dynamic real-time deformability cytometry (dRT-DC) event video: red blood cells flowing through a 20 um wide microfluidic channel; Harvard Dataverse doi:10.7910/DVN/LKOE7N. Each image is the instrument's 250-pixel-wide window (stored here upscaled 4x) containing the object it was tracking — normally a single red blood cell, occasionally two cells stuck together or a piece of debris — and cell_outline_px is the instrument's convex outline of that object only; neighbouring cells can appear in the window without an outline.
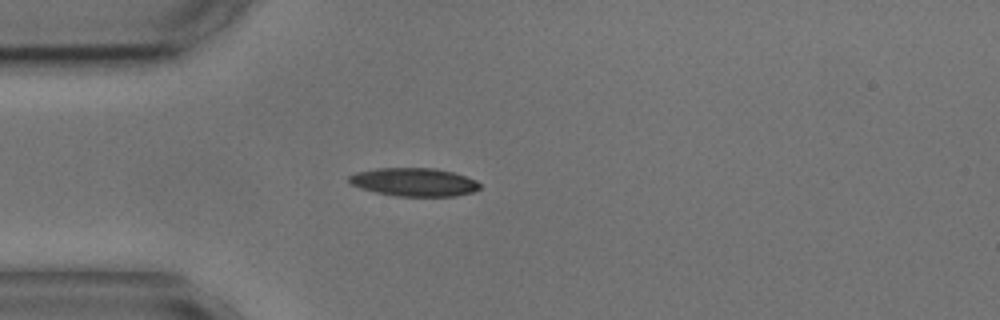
{"species": "common noctule bat (a hibernating species)", "species_latin": "Nyctalus noctula", "temperature_condition": "cold", "stored_images_in_passage": 1, "camera_frame_rate_fps": 3000, "um_per_image_px": 0.085, "animal": {"sex": "male", "body_mass_g": 17.9, "forearm_length_mm": 54.2}, "frame": {"image": 1, "passage_image": 1, "time_ms": 0.0, "image_size_px": [1000, 320], "cell_outline_px": [[480, 188], [472, 192], [456, 196], [396, 196], [376, 192], [360, 188], [352, 184], [348, 180], [348, 176], [356, 172], [376, 168], [436, 168], [452, 172], [476, 180], [480, 184]], "centroid_in_image_um": [35.18, 15.47], "position_along_channel_um": 49.8, "area_um2": 21.5}}